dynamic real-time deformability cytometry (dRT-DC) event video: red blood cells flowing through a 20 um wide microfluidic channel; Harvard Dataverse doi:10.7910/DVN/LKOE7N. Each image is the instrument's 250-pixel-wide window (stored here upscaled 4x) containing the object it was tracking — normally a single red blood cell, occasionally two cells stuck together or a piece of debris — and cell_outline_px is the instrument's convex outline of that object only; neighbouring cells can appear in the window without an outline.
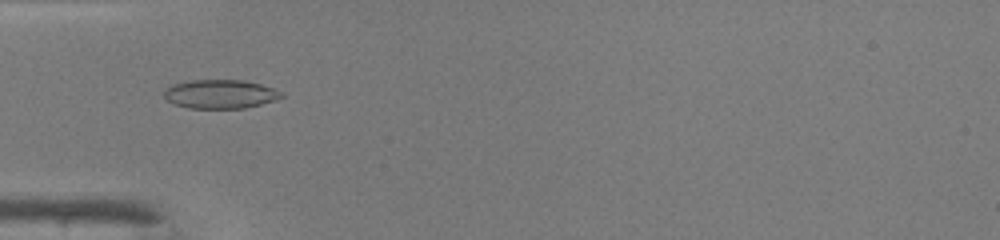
{"species": "common noctule bat (a hibernating species)", "species_latin": "Nyctalus noctula", "temperature_condition": "warm", "stored_images_in_passage": 33, "camera_frame_rate_fps": 3000, "um_per_image_px": 0.085, "animal": {"sex": "male", "body_mass_g": 19.0, "forearm_length_mm": 50.8}, "frame": {"image": 1, "passage_image": 1, "time_ms": 0.0, "image_size_px": [1000, 240], "cell_outline_px": [[284, 96], [276, 100], [244, 108], [188, 108], [172, 104], [164, 96], [164, 92], [172, 84], [192, 80], [244, 80], [260, 84], [284, 92]], "centroid_in_image_um": [18.73, 8.0], "position_along_channel_um": 66.3, "area_um2": 19.71}}
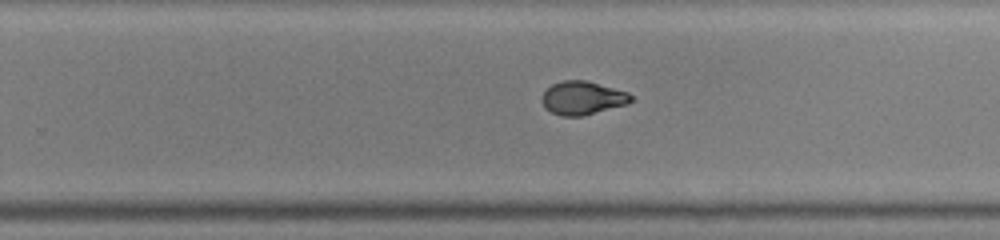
{"frame": {"image": 2, "passage_image": 16, "time_ms": 5.0, "image_size_px": [1000, 240], "cell_outline_px": [[632, 100], [628, 104], [584, 116], [560, 116], [544, 108], [540, 100], [540, 96], [552, 84], [564, 80], [584, 80], [628, 92], [632, 96]], "centroid_in_image_um": [49.49, 8.34], "position_along_channel_um": 280.3, "area_um2": 17.46}}
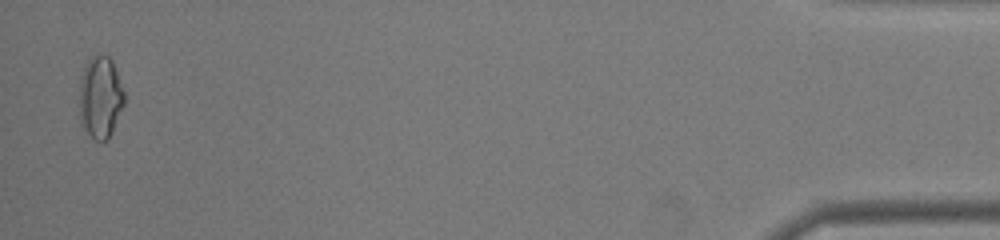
{"frame": {"image": 3, "passage_image": 32, "time_ms": 10.333, "image_size_px": [1000, 240], "cell_outline_px": [[124, 104], [112, 132], [108, 140], [96, 140], [80, 124], [80, 80], [84, 68], [88, 60], [96, 52], [108, 56], [112, 60], [124, 92]], "centroid_in_image_um": [8.53, 8.24], "position_along_channel_um": 426.7, "area_um2": 21.39}, "authors_computed_cell_mechanics": {"area_um2": 17.918, "velocity_mm_per_s": 4.3098, "shape_relaxation_time_tau1_ms": 11.3317, "shape_relaxation_time_tau2_ms": null, "deformation_change_tau1": 0.3108, "deformation_change_tau2": null}}